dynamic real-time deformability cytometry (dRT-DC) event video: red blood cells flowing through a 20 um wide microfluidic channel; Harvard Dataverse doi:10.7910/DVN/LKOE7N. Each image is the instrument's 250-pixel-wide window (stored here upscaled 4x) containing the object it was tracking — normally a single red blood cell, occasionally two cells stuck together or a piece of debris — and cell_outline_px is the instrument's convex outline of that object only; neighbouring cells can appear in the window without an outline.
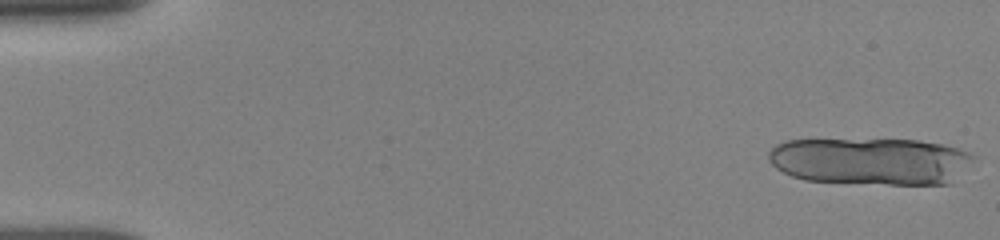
{"species": "human", "species_latin": "Homo sapiens", "temperature_condition": "room temperature", "stored_images_in_passage": 23, "segment_of_instrument_passage": [1, 2], "camera_frame_rate_fps": 3000, "um_per_image_px": 0.085, "donor": {"sex": "female"}, "frame": {"image": 1, "passage_image": 1, "time_ms": 0.0, "image_size_px": [1000, 240], "cell_outline_px": [[976, 156], [952, 184], [888, 184], [804, 180], [792, 176], [776, 168], [768, 160], [768, 152], [776, 144], [784, 140], [916, 140], [944, 144], [960, 148], [972, 152]], "centroid_in_image_um": [74.04, 13.7], "position_along_channel_um": 11.0, "area_um2": 56.47}}